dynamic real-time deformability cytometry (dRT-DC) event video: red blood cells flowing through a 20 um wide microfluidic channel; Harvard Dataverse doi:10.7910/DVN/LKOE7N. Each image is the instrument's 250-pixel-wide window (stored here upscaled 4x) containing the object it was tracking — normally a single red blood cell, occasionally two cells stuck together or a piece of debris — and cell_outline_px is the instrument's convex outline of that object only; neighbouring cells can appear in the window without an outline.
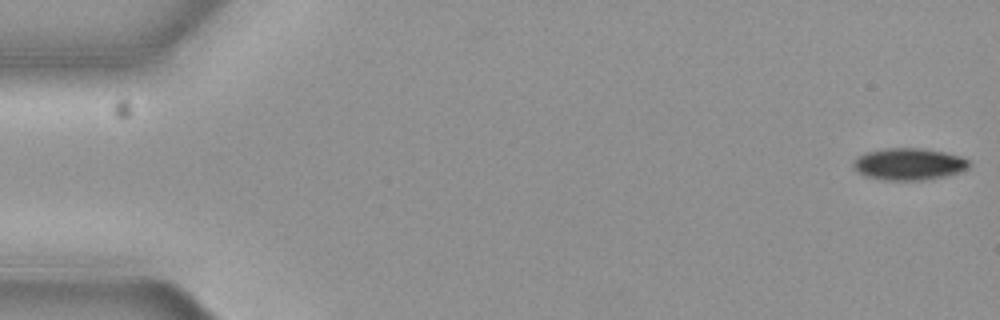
{"species": "common noctule bat (a hibernating species)", "species_latin": "Nyctalus noctula", "temperature_condition": "cold", "stored_images_in_passage": 55, "camera_frame_rate_fps": 3000, "um_per_image_px": 0.085, "animal": {"sex": "female", "body_mass_g": 19.3, "forearm_length_mm": 54.1}, "frame": {"image": 1, "passage_image": 1, "time_ms": 0.0, "image_size_px": [1000, 320], "cell_outline_px": [[972, 164], [968, 168], [960, 172], [948, 176], [928, 180], [880, 180], [864, 176], [856, 172], [852, 168], [852, 164], [864, 152], [884, 148], [924, 148], [944, 152], [960, 156], [968, 160]], "centroid_in_image_um": [77.25, 13.96], "position_along_channel_um": 7.7, "area_um2": 21.96}}
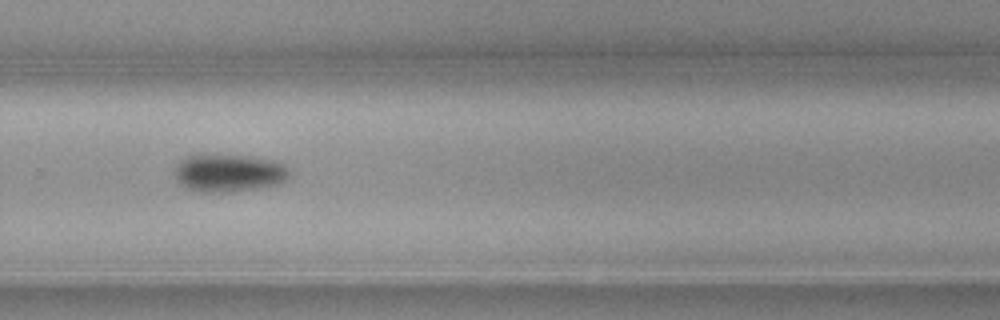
{"frame": {"image": 2, "passage_image": 38, "time_ms": 12.333, "image_size_px": [1000, 320], "cell_outline_px": [[292, 176], [288, 180], [280, 184], [260, 188], [228, 192], [196, 192], [180, 184], [176, 176], [176, 164], [184, 156], [252, 156], [276, 160], [284, 164], [292, 172]], "centroid_in_image_um": [19.55, 14.72], "position_along_channel_um": 310.3, "area_um2": 25.43}}
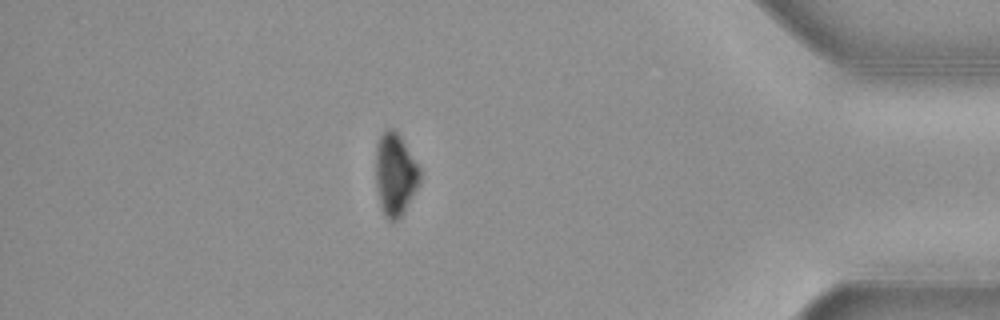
{"frame": {"image": 3, "passage_image": 49, "time_ms": 16.0, "image_size_px": [1000, 320], "cell_outline_px": [[420, 184], [404, 212], [396, 220], [388, 220], [384, 216], [380, 204], [376, 184], [376, 148], [380, 136], [388, 128], [392, 128], [400, 136], [420, 168]], "centroid_in_image_um": [33.6, 14.84], "position_along_channel_um": 401.6, "area_um2": 21.04}}